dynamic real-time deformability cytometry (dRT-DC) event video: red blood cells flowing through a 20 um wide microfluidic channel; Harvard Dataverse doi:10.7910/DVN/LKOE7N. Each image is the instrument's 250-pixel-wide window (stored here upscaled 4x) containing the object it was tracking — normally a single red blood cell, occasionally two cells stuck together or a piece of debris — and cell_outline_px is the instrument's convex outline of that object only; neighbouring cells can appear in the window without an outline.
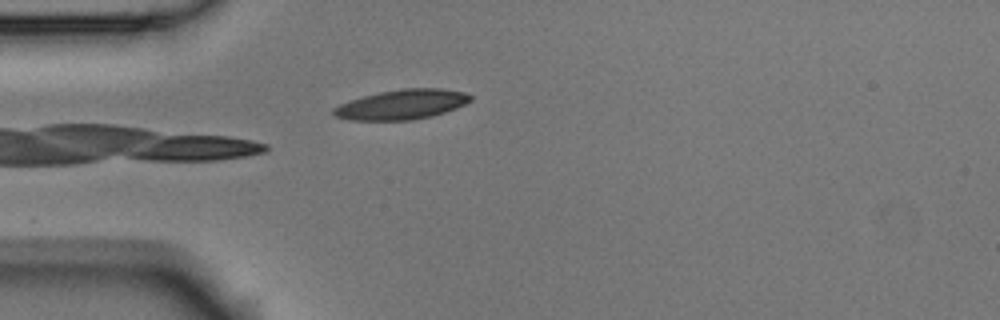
{"species": "Egyptian fruit bat (a non-hibernating species)", "species_latin": "Rousettus aegyptiacus", "temperature_condition": "room temperature", "stored_images_in_passage": 4, "camera_frame_rate_fps": 3000, "um_per_image_px": 0.085, "animal": {"sex": "male"}, "frame": {"image": 1, "passage_image": 4, "time_ms": 1.0, "image_size_px": [1000, 320], "cell_outline_px": [[472, 100], [456, 108], [432, 116], [412, 120], [348, 120], [332, 116], [332, 108], [340, 104], [364, 96], [380, 92], [404, 88], [440, 88], [464, 92], [472, 96]], "centroid_in_image_um": [34.14, 8.89], "position_along_channel_um": 50.9, "area_um2": 23.76}}